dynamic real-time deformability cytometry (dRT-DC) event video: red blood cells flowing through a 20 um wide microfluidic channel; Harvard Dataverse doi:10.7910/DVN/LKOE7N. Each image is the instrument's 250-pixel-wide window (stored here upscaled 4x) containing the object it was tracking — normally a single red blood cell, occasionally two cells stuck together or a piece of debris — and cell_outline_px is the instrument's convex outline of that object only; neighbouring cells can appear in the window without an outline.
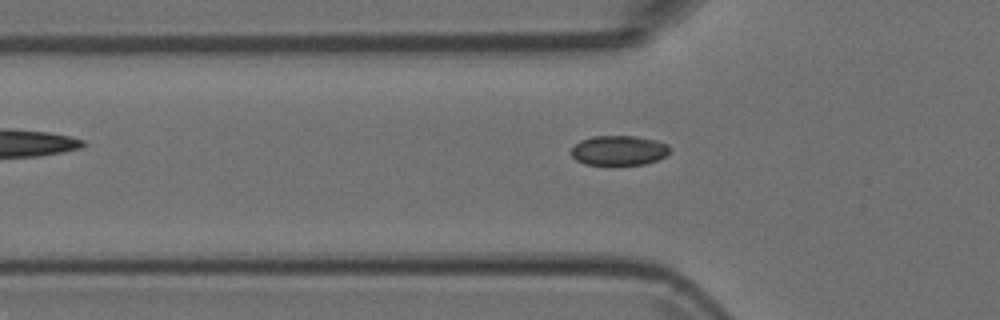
{"species": "Egyptian fruit bat (a non-hibernating species)", "species_latin": "Rousettus aegyptiacus", "temperature_condition": "room temperature", "stored_images_in_passage": 3, "camera_frame_rate_fps": 3000, "um_per_image_px": 0.085, "animal": {"sex": "female"}, "frame": {"image": 1, "passage_image": 3, "time_ms": 0.667, "image_size_px": [1000, 320], "cell_outline_px": [[668, 152], [664, 156], [656, 160], [644, 164], [584, 164], [576, 160], [572, 156], [572, 148], [580, 140], [592, 136], [636, 136], [656, 140], [668, 144]], "centroid_in_image_um": [52.58, 12.77], "position_along_channel_um": 73.2, "area_um2": 16.88}}